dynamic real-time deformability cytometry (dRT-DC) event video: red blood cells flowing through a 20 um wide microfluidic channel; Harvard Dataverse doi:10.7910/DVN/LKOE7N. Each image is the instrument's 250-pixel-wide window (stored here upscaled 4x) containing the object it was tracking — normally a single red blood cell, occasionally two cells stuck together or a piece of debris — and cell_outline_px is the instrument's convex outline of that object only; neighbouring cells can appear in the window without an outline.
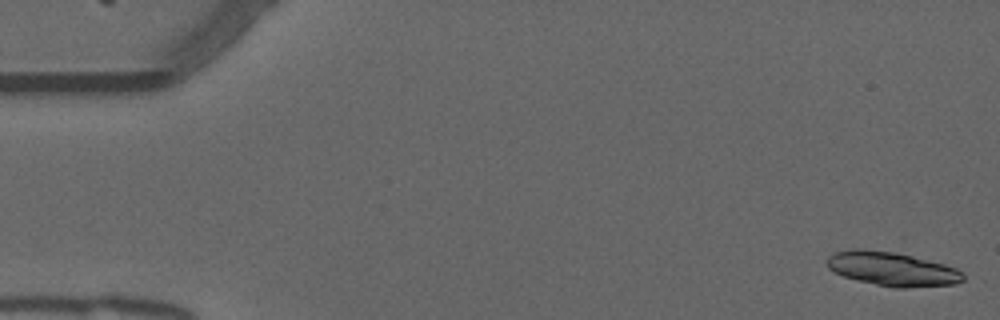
{"species": "common noctule bat (a hibernating species)", "species_latin": "Nyctalus noctula", "temperature_condition": "warm", "stored_images_in_passage": 54, "camera_frame_rate_fps": 3000, "um_per_image_px": 0.085, "animal": {"sex": "male", "forearm_length_mm": 52.5}, "frame": {"image": 1, "passage_image": 1, "time_ms": 0.0, "image_size_px": [1000, 320], "cell_outline_px": [[964, 280], [956, 284], [904, 288], [896, 288], [856, 280], [844, 276], [828, 268], [828, 256], [836, 252], [852, 248], [864, 248], [896, 252], [944, 264], [956, 268], [964, 272]], "centroid_in_image_um": [75.85, 22.85], "position_along_channel_um": 9.1, "area_um2": 26.99}}
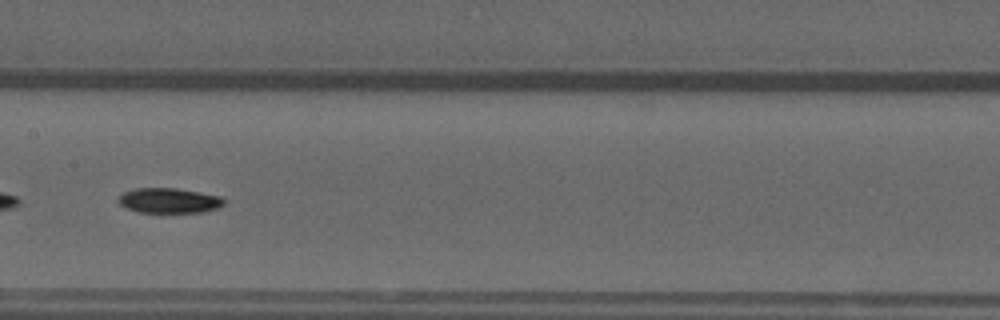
{"frame": {"image": 2, "passage_image": 27, "time_ms": 8.667, "image_size_px": [1000, 320], "cell_outline_px": [[224, 204], [220, 208], [204, 212], [136, 212], [120, 204], [120, 196], [124, 192], [136, 188], [176, 188], [200, 192], [220, 196], [224, 200]], "centroid_in_image_um": [14.42, 17.05], "position_along_channel_um": 193.0, "area_um2": 15.32}}
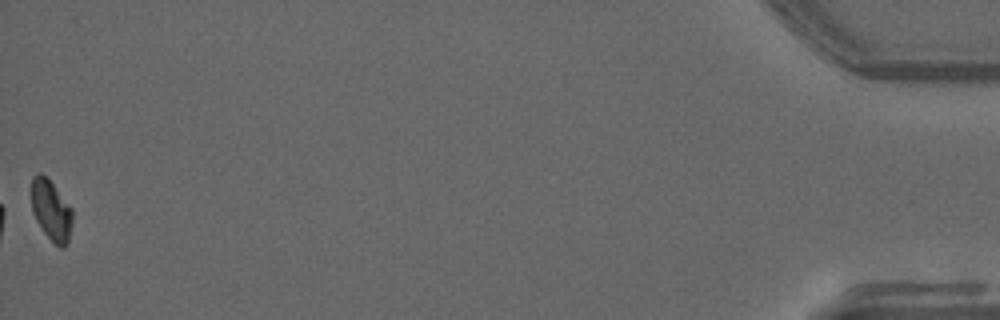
{"frame": {"image": 3, "passage_image": 54, "time_ms": 17.667, "image_size_px": [1000, 320], "cell_outline_px": [[72, 224], [68, 244], [64, 248], [60, 248], [44, 232], [36, 220], [32, 212], [32, 176], [40, 172], [52, 184], [72, 208]], "centroid_in_image_um": [4.36, 17.91], "position_along_channel_um": 430.8, "area_um2": 14.28}, "authors_computed_cell_mechanics": {"area_um2": 16.0973, "velocity_mm_per_s": 3.7893, "shape_relaxation_time_tau1_ms": 6.293, "shape_relaxation_time_tau2_ms": null, "deformation_change_tau1": 0.1929, "deformation_change_tau2": null}}